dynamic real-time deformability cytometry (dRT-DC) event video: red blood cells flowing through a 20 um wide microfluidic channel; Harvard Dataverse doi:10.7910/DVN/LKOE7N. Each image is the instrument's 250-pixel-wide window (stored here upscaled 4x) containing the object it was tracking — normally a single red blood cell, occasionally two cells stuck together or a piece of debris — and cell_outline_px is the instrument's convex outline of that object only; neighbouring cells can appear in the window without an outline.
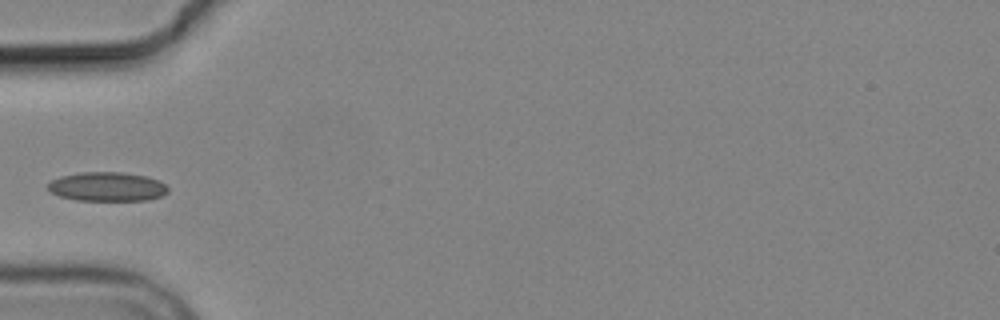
{"species": "common noctule bat (a hibernating species)", "species_latin": "Nyctalus noctula", "temperature_condition": "cold", "stored_images_in_passage": 4, "camera_frame_rate_fps": 3000, "um_per_image_px": 0.085, "animal": {"sex": "male", "body_mass_g": 19.2, "forearm_length_mm": 51.8}, "frame": {"image": 1, "passage_image": 4, "time_ms": 3.333, "image_size_px": [1000, 320], "cell_outline_px": [[168, 192], [160, 196], [148, 200], [76, 200], [60, 196], [52, 192], [48, 188], [48, 184], [52, 180], [60, 176], [80, 172], [124, 172], [144, 176], [160, 180], [168, 188]], "centroid_in_image_um": [9.12, 15.86], "position_along_channel_um": 75.9, "area_um2": 20.29}}